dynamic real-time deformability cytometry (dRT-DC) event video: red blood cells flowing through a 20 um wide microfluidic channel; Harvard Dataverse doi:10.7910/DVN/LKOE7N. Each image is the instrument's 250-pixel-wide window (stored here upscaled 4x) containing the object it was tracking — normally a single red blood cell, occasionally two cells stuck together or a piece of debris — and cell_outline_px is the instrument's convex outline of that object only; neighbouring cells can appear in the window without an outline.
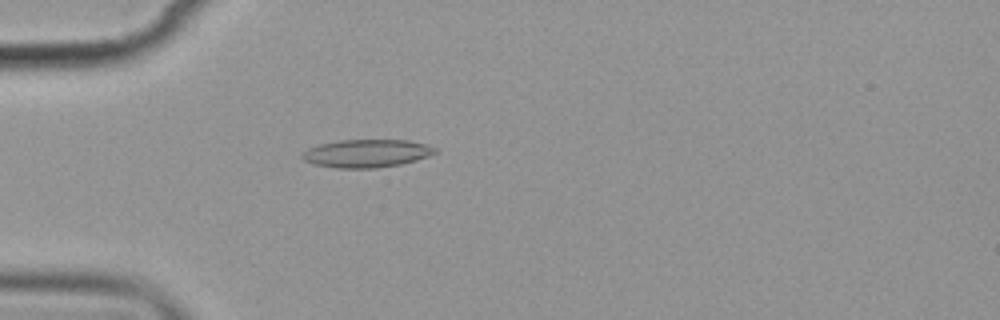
{"species": "common noctule bat (a hibernating species)", "species_latin": "Nyctalus noctula", "temperature_condition": "cold", "stored_images_in_passage": 5, "camera_frame_rate_fps": 3000, "um_per_image_px": 0.085, "animal": {"sex": "female", "body_mass_g": 19.9}, "frame": {"image": 1, "passage_image": 5, "time_ms": 4.667, "image_size_px": [1000, 320], "cell_outline_px": [[440, 152], [416, 160], [400, 164], [376, 168], [336, 168], [312, 164], [304, 160], [300, 156], [308, 148], [320, 144], [340, 140], [408, 140], [424, 144], [436, 148]], "centroid_in_image_um": [31.16, 13.04], "position_along_channel_um": 53.8, "area_um2": 21.68}}